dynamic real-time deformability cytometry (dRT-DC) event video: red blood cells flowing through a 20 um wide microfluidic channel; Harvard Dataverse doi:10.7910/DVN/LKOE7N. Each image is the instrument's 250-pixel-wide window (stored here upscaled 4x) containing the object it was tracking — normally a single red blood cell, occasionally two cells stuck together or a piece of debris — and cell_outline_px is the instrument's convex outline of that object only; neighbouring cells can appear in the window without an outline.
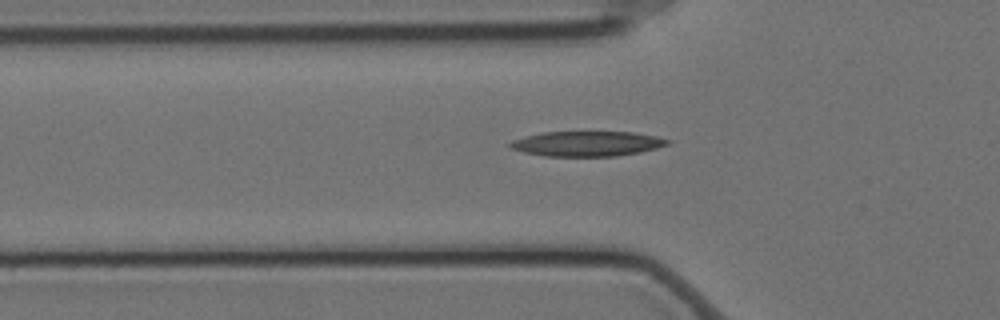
{"species": "Egyptian fruit bat (a non-hibernating species)", "species_latin": "Rousettus aegyptiacus", "temperature_condition": "cold", "stored_images_in_passage": 19, "camera_frame_rate_fps": 3000, "um_per_image_px": 0.085, "animal": {"sex": "female"}, "frame": {"image": 1, "passage_image": 11, "time_ms": 3.333, "image_size_px": [1000, 320], "cell_outline_px": [[672, 140], [668, 144], [656, 148], [640, 152], [616, 156], [544, 156], [524, 152], [512, 148], [508, 144], [512, 140], [540, 132], [632, 132], [656, 136]], "centroid_in_image_um": [49.91, 12.21], "position_along_channel_um": 75.9, "area_um2": 22.89}}
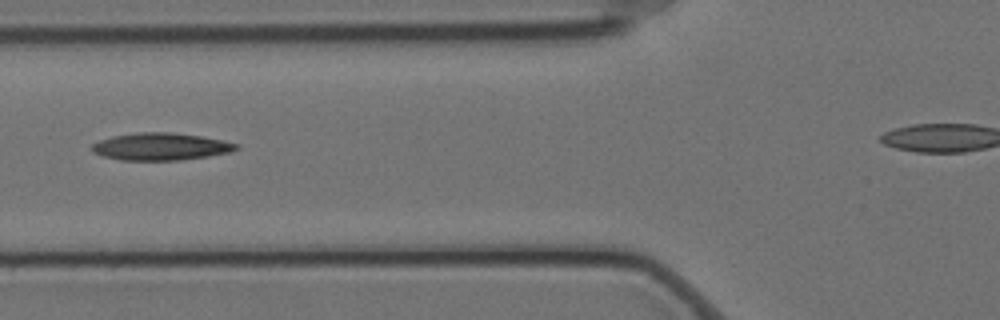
{"frame": {"image": 2, "passage_image": 14, "time_ms": 4.333, "image_size_px": [1000, 320], "cell_outline_px": [[240, 148], [228, 152], [208, 156], [180, 160], [120, 160], [104, 156], [92, 152], [88, 148], [92, 144], [100, 140], [112, 136], [136, 132], [172, 132], [200, 136], [240, 144]], "centroid_in_image_um": [13.62, 12.45], "position_along_channel_um": 112.2, "area_um2": 23.0}}
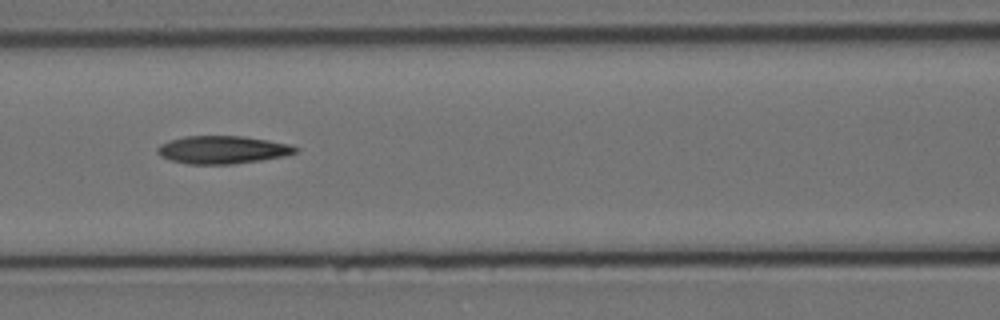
{"frame": {"image": 3, "passage_image": 17, "time_ms": 5.333, "image_size_px": [1000, 320], "cell_outline_px": [[300, 148], [296, 152], [284, 156], [260, 160], [232, 164], [188, 164], [168, 160], [160, 156], [156, 152], [156, 148], [160, 144], [168, 140], [184, 136], [244, 136], [292, 144]], "centroid_in_image_um": [18.89, 12.72], "position_along_channel_um": 147.7, "area_um2": 22.66}}